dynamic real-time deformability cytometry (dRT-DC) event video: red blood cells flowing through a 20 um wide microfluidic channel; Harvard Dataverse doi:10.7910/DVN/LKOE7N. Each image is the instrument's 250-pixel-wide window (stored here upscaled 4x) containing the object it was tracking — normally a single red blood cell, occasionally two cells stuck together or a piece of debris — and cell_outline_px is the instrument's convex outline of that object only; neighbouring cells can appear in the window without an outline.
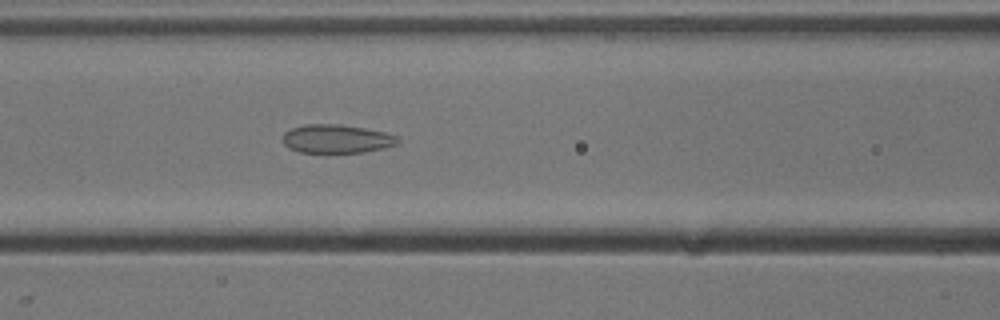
{"species": "common noctule bat (a hibernating species)", "species_latin": "Nyctalus noctula", "temperature_condition": "cold", "stored_images_in_passage": 37, "camera_frame_rate_fps": 3000, "um_per_image_px": 0.085, "animal": {"sex": "male", "body_mass_g": 13.3}, "frame": {"image": 1, "passage_image": 7, "time_ms": 2.0, "image_size_px": [1000, 320], "cell_outline_px": [[400, 140], [396, 144], [364, 152], [300, 152], [288, 148], [284, 144], [284, 132], [292, 128], [304, 124], [340, 124], [364, 128], [384, 132], [400, 136]], "centroid_in_image_um": [28.61, 11.79], "position_along_channel_um": 138.0, "area_um2": 19.02}}
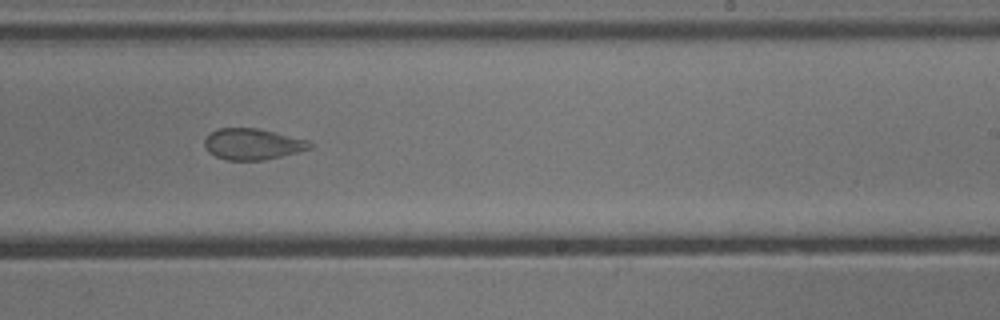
{"frame": {"image": 2, "passage_image": 17, "time_ms": 5.333, "image_size_px": [1000, 320], "cell_outline_px": [[312, 148], [264, 160], [228, 160], [216, 156], [208, 152], [204, 148], [204, 140], [208, 132], [216, 128], [256, 128], [308, 140], [312, 144]], "centroid_in_image_um": [21.4, 12.24], "position_along_channel_um": 267.6, "area_um2": 19.07}}
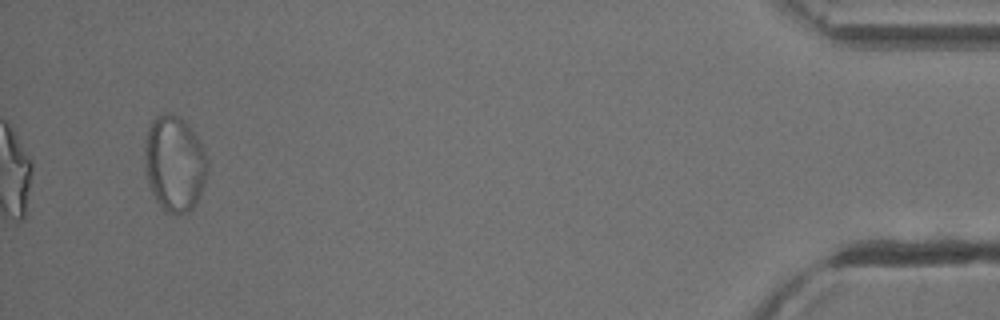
{"frame": {"image": 3, "passage_image": 35, "time_ms": 11.333, "image_size_px": [1000, 320], "cell_outline_px": [[208, 172], [204, 184], [196, 204], [188, 212], [168, 212], [156, 200], [152, 192], [148, 180], [144, 164], [144, 144], [148, 128], [152, 120], [156, 116], [164, 112], [172, 112], [180, 116], [188, 124], [200, 140], [204, 148], [208, 160]], "centroid_in_image_um": [14.84, 13.83], "position_along_channel_um": 420.4, "area_um2": 35.32}}